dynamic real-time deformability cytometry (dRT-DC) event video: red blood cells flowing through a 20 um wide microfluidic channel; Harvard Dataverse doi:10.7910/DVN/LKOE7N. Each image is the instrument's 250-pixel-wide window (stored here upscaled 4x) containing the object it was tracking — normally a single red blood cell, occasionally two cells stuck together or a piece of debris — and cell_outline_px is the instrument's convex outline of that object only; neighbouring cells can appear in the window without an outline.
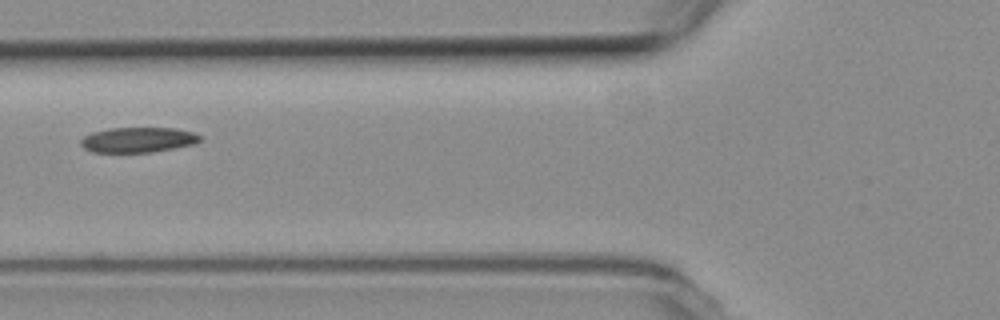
{"species": "common noctule bat (a hibernating species)", "species_latin": "Nyctalus noctula", "temperature_condition": "room temperature", "stored_images_in_passage": 9, "camera_frame_rate_fps": 3000, "um_per_image_px": 0.085, "animal": {"sex": "female", "body_mass_g": 19.3, "forearm_length_mm": 54.1}, "frame": {"image": 1, "passage_image": 6, "time_ms": 1.667, "image_size_px": [1000, 320], "cell_outline_px": [[200, 140], [196, 144], [152, 152], [92, 152], [84, 148], [80, 144], [80, 140], [84, 136], [92, 132], [108, 128], [176, 128], [196, 132], [200, 136]], "centroid_in_image_um": [11.74, 11.88], "position_along_channel_um": 114.1, "area_um2": 17.63}}
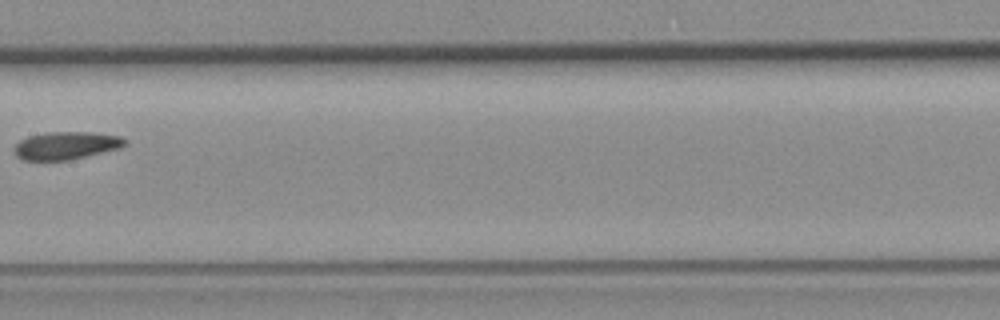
{"frame": {"image": 2, "passage_image": 8, "time_ms": 2.333, "image_size_px": [1000, 320], "cell_outline_px": [[128, 144], [120, 148], [68, 160], [20, 160], [12, 152], [12, 148], [20, 140], [28, 136], [48, 132], [92, 132], [120, 136], [128, 140]], "centroid_in_image_um": [5.59, 12.37], "position_along_channel_um": 201.8, "area_um2": 18.09}}
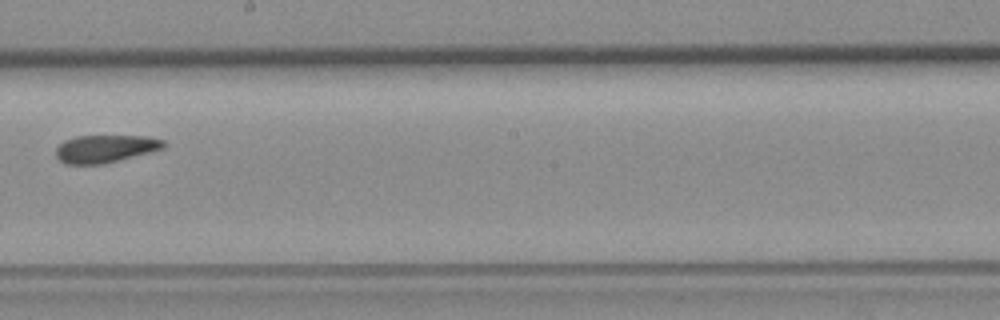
{"frame": {"image": 3, "passage_image": 9, "time_ms": 2.667, "image_size_px": [1000, 320], "cell_outline_px": [[164, 148], [120, 160], [104, 164], [68, 164], [60, 160], [56, 156], [56, 148], [64, 140], [76, 136], [148, 136], [164, 140]], "centroid_in_image_um": [8.94, 12.63], "position_along_channel_um": 239.3, "area_um2": 17.28}}